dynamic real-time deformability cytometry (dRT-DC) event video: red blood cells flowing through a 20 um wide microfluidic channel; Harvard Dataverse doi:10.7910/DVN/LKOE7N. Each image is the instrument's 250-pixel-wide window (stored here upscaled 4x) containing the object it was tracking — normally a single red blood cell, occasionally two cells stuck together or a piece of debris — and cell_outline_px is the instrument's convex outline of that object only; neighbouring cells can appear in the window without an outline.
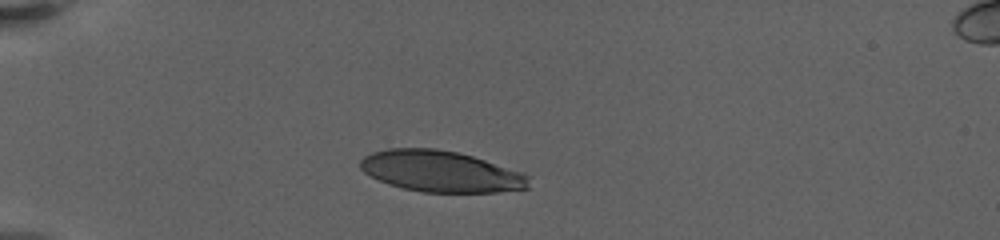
{"species": "human", "species_latin": "Homo sapiens", "temperature_condition": "warm", "stored_images_in_passage": 3, "camera_frame_rate_fps": 3000, "um_per_image_px": 0.085, "donor": {"sex": "female"}, "frame": {"image": 1, "passage_image": 1, "time_ms": 0.0, "image_size_px": [1000, 240], "cell_outline_px": [[528, 188], [496, 192], [420, 192], [388, 184], [364, 172], [360, 168], [360, 160], [364, 156], [372, 152], [388, 148], [436, 148], [456, 152], [472, 156], [520, 172], [528, 176]], "centroid_in_image_um": [37.42, 14.56], "position_along_channel_um": 47.6, "area_um2": 40.06}}
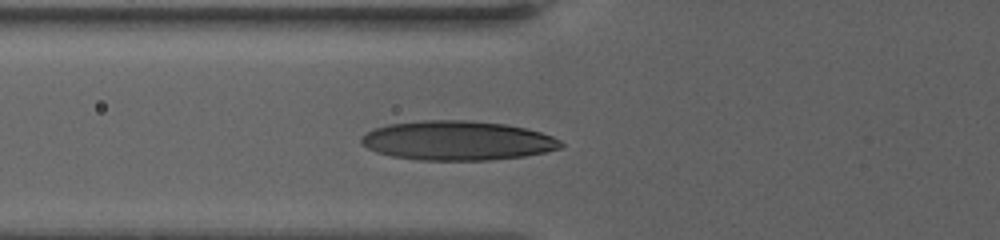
{"frame": {"image": 2, "passage_image": 3, "time_ms": 2.333, "image_size_px": [1000, 240], "cell_outline_px": [[564, 144], [560, 148], [544, 152], [524, 156], [492, 160], [420, 160], [392, 156], [376, 152], [368, 148], [360, 140], [360, 136], [376, 128], [388, 124], [424, 120], [468, 120], [504, 124], [528, 128], [552, 136], [560, 140]], "centroid_in_image_um": [38.89, 11.95], "position_along_channel_um": 86.9, "area_um2": 45.72}}